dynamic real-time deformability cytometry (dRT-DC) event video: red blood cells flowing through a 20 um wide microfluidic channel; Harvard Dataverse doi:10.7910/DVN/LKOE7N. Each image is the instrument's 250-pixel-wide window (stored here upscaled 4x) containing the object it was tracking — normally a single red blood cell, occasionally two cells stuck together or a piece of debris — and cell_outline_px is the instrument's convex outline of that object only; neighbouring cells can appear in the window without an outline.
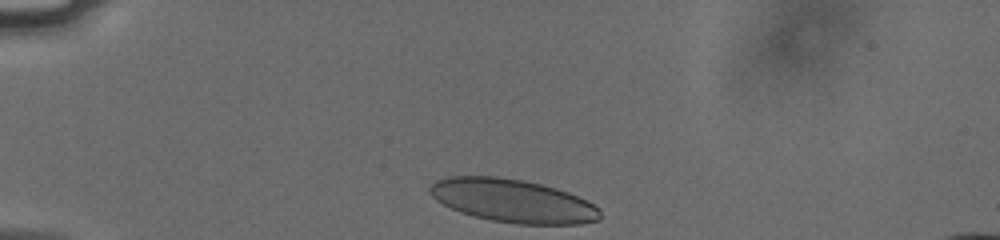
{"species": "human", "species_latin": "Homo sapiens", "temperature_condition": "cold", "stored_images_in_passage": 33, "camera_frame_rate_fps": 3000, "um_per_image_px": 0.085, "donor": {"sex": "male"}, "frame": {"image": 1, "passage_image": 1, "time_ms": 0.0, "image_size_px": [1000, 240], "cell_outline_px": [[600, 220], [580, 224], [516, 224], [492, 220], [460, 212], [436, 200], [428, 192], [428, 188], [436, 180], [448, 176], [496, 176], [524, 180], [556, 188], [568, 192], [588, 200], [600, 208]], "centroid_in_image_um": [43.61, 17.06], "position_along_channel_um": 41.4, "area_um2": 43.0}}
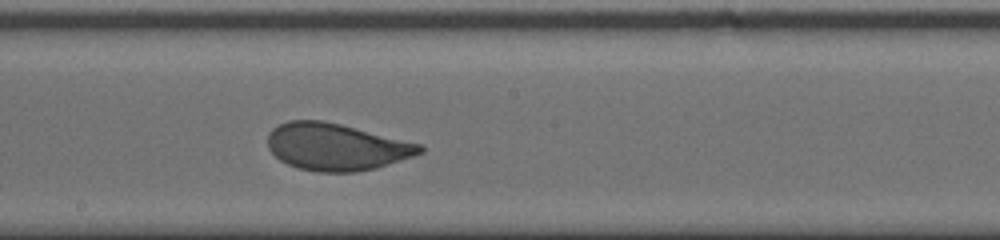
{"frame": {"image": 2, "passage_image": 19, "time_ms": 6.0, "image_size_px": [1000, 240], "cell_outline_px": [[424, 152], [376, 168], [356, 172], [320, 172], [296, 168], [280, 160], [268, 148], [268, 132], [272, 128], [288, 120], [320, 120], [340, 124], [420, 144], [424, 148]], "centroid_in_image_um": [28.54, 12.49], "position_along_channel_um": 219.7, "area_um2": 41.44}}
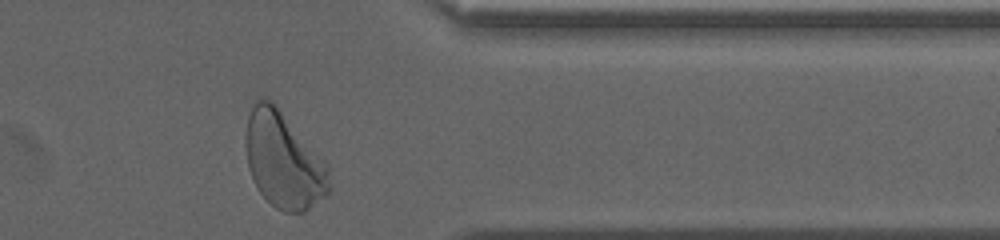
{"frame": {"image": 3, "passage_image": 33, "time_ms": 10.667, "image_size_px": [1000, 240], "cell_outline_px": [[328, 192], [324, 196], [304, 212], [284, 212], [276, 208], [260, 192], [252, 180], [248, 168], [244, 144], [244, 140], [248, 116], [256, 100], [260, 96], [272, 100], [276, 104], [328, 164]], "centroid_in_image_um": [24.06, 13.59], "position_along_channel_um": 387.3, "area_um2": 46.7}, "authors_computed_cell_mechanics": {"area_um2": 42.0784, "velocity_mm_per_s": 3.7617, "shape_relaxation_time_tau1_ms": 3.9093, "shape_relaxation_time_tau2_ms": null, "deformation_change_tau1": 0.1406, "deformation_change_tau2": null}}